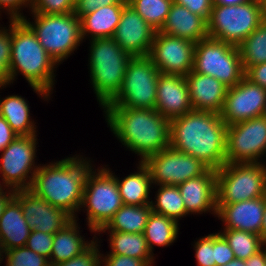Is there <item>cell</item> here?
<instances>
[{"label": "cell", "mask_w": 266, "mask_h": 266, "mask_svg": "<svg viewBox=\"0 0 266 266\" xmlns=\"http://www.w3.org/2000/svg\"><path fill=\"white\" fill-rule=\"evenodd\" d=\"M227 125L220 113L192 110L170 120V146L218 170L227 163Z\"/></svg>", "instance_id": "1"}, {"label": "cell", "mask_w": 266, "mask_h": 266, "mask_svg": "<svg viewBox=\"0 0 266 266\" xmlns=\"http://www.w3.org/2000/svg\"><path fill=\"white\" fill-rule=\"evenodd\" d=\"M114 135L143 162L170 146V120L155 109L104 107Z\"/></svg>", "instance_id": "2"}, {"label": "cell", "mask_w": 266, "mask_h": 266, "mask_svg": "<svg viewBox=\"0 0 266 266\" xmlns=\"http://www.w3.org/2000/svg\"><path fill=\"white\" fill-rule=\"evenodd\" d=\"M89 163L86 158L73 156L39 166L29 190L76 218L75 212L81 210L86 177L92 169Z\"/></svg>", "instance_id": "3"}, {"label": "cell", "mask_w": 266, "mask_h": 266, "mask_svg": "<svg viewBox=\"0 0 266 266\" xmlns=\"http://www.w3.org/2000/svg\"><path fill=\"white\" fill-rule=\"evenodd\" d=\"M11 83L17 73L26 78L34 91L44 98L50 96L54 85L56 62L37 40L35 33L22 19H11Z\"/></svg>", "instance_id": "4"}, {"label": "cell", "mask_w": 266, "mask_h": 266, "mask_svg": "<svg viewBox=\"0 0 266 266\" xmlns=\"http://www.w3.org/2000/svg\"><path fill=\"white\" fill-rule=\"evenodd\" d=\"M90 42L91 85L100 106L104 108L120 91L132 56L112 37L92 39Z\"/></svg>", "instance_id": "5"}, {"label": "cell", "mask_w": 266, "mask_h": 266, "mask_svg": "<svg viewBox=\"0 0 266 266\" xmlns=\"http://www.w3.org/2000/svg\"><path fill=\"white\" fill-rule=\"evenodd\" d=\"M265 19L258 0L239 5H213L207 20L208 37L238 47Z\"/></svg>", "instance_id": "6"}, {"label": "cell", "mask_w": 266, "mask_h": 266, "mask_svg": "<svg viewBox=\"0 0 266 266\" xmlns=\"http://www.w3.org/2000/svg\"><path fill=\"white\" fill-rule=\"evenodd\" d=\"M34 22H29L25 16L22 20L35 33L37 40L53 58L61 63L83 41L81 38L80 18L74 13L68 14H38L33 13Z\"/></svg>", "instance_id": "7"}, {"label": "cell", "mask_w": 266, "mask_h": 266, "mask_svg": "<svg viewBox=\"0 0 266 266\" xmlns=\"http://www.w3.org/2000/svg\"><path fill=\"white\" fill-rule=\"evenodd\" d=\"M226 163L216 170L217 204H233L266 195V165Z\"/></svg>", "instance_id": "8"}, {"label": "cell", "mask_w": 266, "mask_h": 266, "mask_svg": "<svg viewBox=\"0 0 266 266\" xmlns=\"http://www.w3.org/2000/svg\"><path fill=\"white\" fill-rule=\"evenodd\" d=\"M159 73L149 55L132 56L120 91L105 107L155 109Z\"/></svg>", "instance_id": "9"}, {"label": "cell", "mask_w": 266, "mask_h": 266, "mask_svg": "<svg viewBox=\"0 0 266 266\" xmlns=\"http://www.w3.org/2000/svg\"><path fill=\"white\" fill-rule=\"evenodd\" d=\"M193 71L212 76L227 88L245 77L239 48L209 37L196 43Z\"/></svg>", "instance_id": "10"}, {"label": "cell", "mask_w": 266, "mask_h": 266, "mask_svg": "<svg viewBox=\"0 0 266 266\" xmlns=\"http://www.w3.org/2000/svg\"><path fill=\"white\" fill-rule=\"evenodd\" d=\"M91 169L86 177L80 208H87V224L91 232H98L123 205L116 176L109 168Z\"/></svg>", "instance_id": "11"}, {"label": "cell", "mask_w": 266, "mask_h": 266, "mask_svg": "<svg viewBox=\"0 0 266 266\" xmlns=\"http://www.w3.org/2000/svg\"><path fill=\"white\" fill-rule=\"evenodd\" d=\"M36 141L37 135L17 136L2 151L0 174L4 187L14 191L30 189L34 174L39 168L34 166Z\"/></svg>", "instance_id": "12"}, {"label": "cell", "mask_w": 266, "mask_h": 266, "mask_svg": "<svg viewBox=\"0 0 266 266\" xmlns=\"http://www.w3.org/2000/svg\"><path fill=\"white\" fill-rule=\"evenodd\" d=\"M143 163L149 169L153 185L177 186L191 178L203 175L209 169L199 159L171 146L148 156Z\"/></svg>", "instance_id": "13"}, {"label": "cell", "mask_w": 266, "mask_h": 266, "mask_svg": "<svg viewBox=\"0 0 266 266\" xmlns=\"http://www.w3.org/2000/svg\"><path fill=\"white\" fill-rule=\"evenodd\" d=\"M265 146V117L259 116L227 126V163H258Z\"/></svg>", "instance_id": "14"}, {"label": "cell", "mask_w": 266, "mask_h": 266, "mask_svg": "<svg viewBox=\"0 0 266 266\" xmlns=\"http://www.w3.org/2000/svg\"><path fill=\"white\" fill-rule=\"evenodd\" d=\"M196 43L156 31L149 53L160 73L186 76L193 70Z\"/></svg>", "instance_id": "15"}, {"label": "cell", "mask_w": 266, "mask_h": 266, "mask_svg": "<svg viewBox=\"0 0 266 266\" xmlns=\"http://www.w3.org/2000/svg\"><path fill=\"white\" fill-rule=\"evenodd\" d=\"M266 102V88L244 77L237 85L228 88L220 116L225 124L262 116Z\"/></svg>", "instance_id": "16"}, {"label": "cell", "mask_w": 266, "mask_h": 266, "mask_svg": "<svg viewBox=\"0 0 266 266\" xmlns=\"http://www.w3.org/2000/svg\"><path fill=\"white\" fill-rule=\"evenodd\" d=\"M22 207L23 216L31 230L55 234L74 218L63 209L54 207L31 190H16L14 197Z\"/></svg>", "instance_id": "17"}, {"label": "cell", "mask_w": 266, "mask_h": 266, "mask_svg": "<svg viewBox=\"0 0 266 266\" xmlns=\"http://www.w3.org/2000/svg\"><path fill=\"white\" fill-rule=\"evenodd\" d=\"M156 30L128 3L124 5L113 39L131 56L149 55Z\"/></svg>", "instance_id": "18"}, {"label": "cell", "mask_w": 266, "mask_h": 266, "mask_svg": "<svg viewBox=\"0 0 266 266\" xmlns=\"http://www.w3.org/2000/svg\"><path fill=\"white\" fill-rule=\"evenodd\" d=\"M155 110L169 120L193 110L185 76L159 73Z\"/></svg>", "instance_id": "19"}, {"label": "cell", "mask_w": 266, "mask_h": 266, "mask_svg": "<svg viewBox=\"0 0 266 266\" xmlns=\"http://www.w3.org/2000/svg\"><path fill=\"white\" fill-rule=\"evenodd\" d=\"M265 196L233 204H217L216 216L224 222V229H234L261 236Z\"/></svg>", "instance_id": "20"}, {"label": "cell", "mask_w": 266, "mask_h": 266, "mask_svg": "<svg viewBox=\"0 0 266 266\" xmlns=\"http://www.w3.org/2000/svg\"><path fill=\"white\" fill-rule=\"evenodd\" d=\"M177 186L187 214L210 210L213 214H217L216 170L209 168L203 175Z\"/></svg>", "instance_id": "21"}, {"label": "cell", "mask_w": 266, "mask_h": 266, "mask_svg": "<svg viewBox=\"0 0 266 266\" xmlns=\"http://www.w3.org/2000/svg\"><path fill=\"white\" fill-rule=\"evenodd\" d=\"M193 110L220 113L228 88L216 78L191 70L186 76Z\"/></svg>", "instance_id": "22"}, {"label": "cell", "mask_w": 266, "mask_h": 266, "mask_svg": "<svg viewBox=\"0 0 266 266\" xmlns=\"http://www.w3.org/2000/svg\"><path fill=\"white\" fill-rule=\"evenodd\" d=\"M159 32L194 43L208 37L207 21L175 2L172 3L166 21Z\"/></svg>", "instance_id": "23"}, {"label": "cell", "mask_w": 266, "mask_h": 266, "mask_svg": "<svg viewBox=\"0 0 266 266\" xmlns=\"http://www.w3.org/2000/svg\"><path fill=\"white\" fill-rule=\"evenodd\" d=\"M31 231L21 204L13 198L0 217V243L5 251L26 246Z\"/></svg>", "instance_id": "24"}, {"label": "cell", "mask_w": 266, "mask_h": 266, "mask_svg": "<svg viewBox=\"0 0 266 266\" xmlns=\"http://www.w3.org/2000/svg\"><path fill=\"white\" fill-rule=\"evenodd\" d=\"M125 4H112L100 7L80 17L81 38L91 34V40L113 37Z\"/></svg>", "instance_id": "25"}, {"label": "cell", "mask_w": 266, "mask_h": 266, "mask_svg": "<svg viewBox=\"0 0 266 266\" xmlns=\"http://www.w3.org/2000/svg\"><path fill=\"white\" fill-rule=\"evenodd\" d=\"M74 218L62 230L54 234L50 265L59 264L84 252L91 244L80 235L78 224Z\"/></svg>", "instance_id": "26"}, {"label": "cell", "mask_w": 266, "mask_h": 266, "mask_svg": "<svg viewBox=\"0 0 266 266\" xmlns=\"http://www.w3.org/2000/svg\"><path fill=\"white\" fill-rule=\"evenodd\" d=\"M138 172L126 176L122 181L116 176L122 203L125 205L142 206L150 204L149 191L153 184L149 169L139 162Z\"/></svg>", "instance_id": "27"}, {"label": "cell", "mask_w": 266, "mask_h": 266, "mask_svg": "<svg viewBox=\"0 0 266 266\" xmlns=\"http://www.w3.org/2000/svg\"><path fill=\"white\" fill-rule=\"evenodd\" d=\"M152 212L151 205H125L116 211L108 223L98 233L108 231L143 233L148 217Z\"/></svg>", "instance_id": "28"}, {"label": "cell", "mask_w": 266, "mask_h": 266, "mask_svg": "<svg viewBox=\"0 0 266 266\" xmlns=\"http://www.w3.org/2000/svg\"><path fill=\"white\" fill-rule=\"evenodd\" d=\"M0 115L18 136L36 135V125L30 121L29 105L21 96L9 95L0 100Z\"/></svg>", "instance_id": "29"}, {"label": "cell", "mask_w": 266, "mask_h": 266, "mask_svg": "<svg viewBox=\"0 0 266 266\" xmlns=\"http://www.w3.org/2000/svg\"><path fill=\"white\" fill-rule=\"evenodd\" d=\"M110 233V254H119L146 260L151 266L154 257L150 252L143 233L113 232Z\"/></svg>", "instance_id": "30"}, {"label": "cell", "mask_w": 266, "mask_h": 266, "mask_svg": "<svg viewBox=\"0 0 266 266\" xmlns=\"http://www.w3.org/2000/svg\"><path fill=\"white\" fill-rule=\"evenodd\" d=\"M178 225V222L165 215L153 211L150 213L143 234L152 255L154 244L164 247L174 243L178 235Z\"/></svg>", "instance_id": "31"}, {"label": "cell", "mask_w": 266, "mask_h": 266, "mask_svg": "<svg viewBox=\"0 0 266 266\" xmlns=\"http://www.w3.org/2000/svg\"><path fill=\"white\" fill-rule=\"evenodd\" d=\"M158 193L156 194V201L151 200L150 205L153 212L167 216L174 219L176 222L185 215L186 208L178 186L174 185H158Z\"/></svg>", "instance_id": "32"}, {"label": "cell", "mask_w": 266, "mask_h": 266, "mask_svg": "<svg viewBox=\"0 0 266 266\" xmlns=\"http://www.w3.org/2000/svg\"><path fill=\"white\" fill-rule=\"evenodd\" d=\"M244 70L266 63V19L238 46Z\"/></svg>", "instance_id": "33"}, {"label": "cell", "mask_w": 266, "mask_h": 266, "mask_svg": "<svg viewBox=\"0 0 266 266\" xmlns=\"http://www.w3.org/2000/svg\"><path fill=\"white\" fill-rule=\"evenodd\" d=\"M228 242L235 259L246 260L264 247V240L258 234L234 229L219 232Z\"/></svg>", "instance_id": "34"}, {"label": "cell", "mask_w": 266, "mask_h": 266, "mask_svg": "<svg viewBox=\"0 0 266 266\" xmlns=\"http://www.w3.org/2000/svg\"><path fill=\"white\" fill-rule=\"evenodd\" d=\"M127 3L156 31L163 27L173 0H127Z\"/></svg>", "instance_id": "35"}, {"label": "cell", "mask_w": 266, "mask_h": 266, "mask_svg": "<svg viewBox=\"0 0 266 266\" xmlns=\"http://www.w3.org/2000/svg\"><path fill=\"white\" fill-rule=\"evenodd\" d=\"M6 266H51L49 259L30 250L27 246L7 250Z\"/></svg>", "instance_id": "36"}, {"label": "cell", "mask_w": 266, "mask_h": 266, "mask_svg": "<svg viewBox=\"0 0 266 266\" xmlns=\"http://www.w3.org/2000/svg\"><path fill=\"white\" fill-rule=\"evenodd\" d=\"M0 88L11 84L9 66L11 58V19L9 30L0 27Z\"/></svg>", "instance_id": "37"}, {"label": "cell", "mask_w": 266, "mask_h": 266, "mask_svg": "<svg viewBox=\"0 0 266 266\" xmlns=\"http://www.w3.org/2000/svg\"><path fill=\"white\" fill-rule=\"evenodd\" d=\"M75 0H32V13L38 14H68L73 13Z\"/></svg>", "instance_id": "38"}, {"label": "cell", "mask_w": 266, "mask_h": 266, "mask_svg": "<svg viewBox=\"0 0 266 266\" xmlns=\"http://www.w3.org/2000/svg\"><path fill=\"white\" fill-rule=\"evenodd\" d=\"M80 255L75 256L74 258L67 260L59 264H53L51 266H101L103 263L101 261V253L97 246V240L94 242ZM101 263V264H100Z\"/></svg>", "instance_id": "39"}, {"label": "cell", "mask_w": 266, "mask_h": 266, "mask_svg": "<svg viewBox=\"0 0 266 266\" xmlns=\"http://www.w3.org/2000/svg\"><path fill=\"white\" fill-rule=\"evenodd\" d=\"M54 234L32 230L26 246L39 255L50 259Z\"/></svg>", "instance_id": "40"}, {"label": "cell", "mask_w": 266, "mask_h": 266, "mask_svg": "<svg viewBox=\"0 0 266 266\" xmlns=\"http://www.w3.org/2000/svg\"><path fill=\"white\" fill-rule=\"evenodd\" d=\"M195 257L198 266H215L213 250V233L200 238L195 243Z\"/></svg>", "instance_id": "41"}, {"label": "cell", "mask_w": 266, "mask_h": 266, "mask_svg": "<svg viewBox=\"0 0 266 266\" xmlns=\"http://www.w3.org/2000/svg\"><path fill=\"white\" fill-rule=\"evenodd\" d=\"M213 250L215 255V266H226L235 259L228 242L220 233L213 234Z\"/></svg>", "instance_id": "42"}, {"label": "cell", "mask_w": 266, "mask_h": 266, "mask_svg": "<svg viewBox=\"0 0 266 266\" xmlns=\"http://www.w3.org/2000/svg\"><path fill=\"white\" fill-rule=\"evenodd\" d=\"M127 0H75L74 14L79 18L99 9L101 6L112 4H126Z\"/></svg>", "instance_id": "43"}, {"label": "cell", "mask_w": 266, "mask_h": 266, "mask_svg": "<svg viewBox=\"0 0 266 266\" xmlns=\"http://www.w3.org/2000/svg\"><path fill=\"white\" fill-rule=\"evenodd\" d=\"M173 2L186 7L192 13L203 17L206 21L209 19L213 7V0H173Z\"/></svg>", "instance_id": "44"}, {"label": "cell", "mask_w": 266, "mask_h": 266, "mask_svg": "<svg viewBox=\"0 0 266 266\" xmlns=\"http://www.w3.org/2000/svg\"><path fill=\"white\" fill-rule=\"evenodd\" d=\"M103 266H151L146 260L119 254H109L102 257Z\"/></svg>", "instance_id": "45"}, {"label": "cell", "mask_w": 266, "mask_h": 266, "mask_svg": "<svg viewBox=\"0 0 266 266\" xmlns=\"http://www.w3.org/2000/svg\"><path fill=\"white\" fill-rule=\"evenodd\" d=\"M32 7V0H0V9H6L10 19H22L23 15L19 10L22 7Z\"/></svg>", "instance_id": "46"}, {"label": "cell", "mask_w": 266, "mask_h": 266, "mask_svg": "<svg viewBox=\"0 0 266 266\" xmlns=\"http://www.w3.org/2000/svg\"><path fill=\"white\" fill-rule=\"evenodd\" d=\"M245 77L252 83L266 88V63L249 66L245 70Z\"/></svg>", "instance_id": "47"}, {"label": "cell", "mask_w": 266, "mask_h": 266, "mask_svg": "<svg viewBox=\"0 0 266 266\" xmlns=\"http://www.w3.org/2000/svg\"><path fill=\"white\" fill-rule=\"evenodd\" d=\"M18 135L0 115V151L2 152Z\"/></svg>", "instance_id": "48"}, {"label": "cell", "mask_w": 266, "mask_h": 266, "mask_svg": "<svg viewBox=\"0 0 266 266\" xmlns=\"http://www.w3.org/2000/svg\"><path fill=\"white\" fill-rule=\"evenodd\" d=\"M246 266H266V248H262L257 253L245 260Z\"/></svg>", "instance_id": "49"}, {"label": "cell", "mask_w": 266, "mask_h": 266, "mask_svg": "<svg viewBox=\"0 0 266 266\" xmlns=\"http://www.w3.org/2000/svg\"><path fill=\"white\" fill-rule=\"evenodd\" d=\"M7 192L5 191L2 195H0V217L3 214L7 204L15 197L14 190L8 189Z\"/></svg>", "instance_id": "50"}, {"label": "cell", "mask_w": 266, "mask_h": 266, "mask_svg": "<svg viewBox=\"0 0 266 266\" xmlns=\"http://www.w3.org/2000/svg\"><path fill=\"white\" fill-rule=\"evenodd\" d=\"M250 1L252 0H213V5H223V6L239 5Z\"/></svg>", "instance_id": "51"}, {"label": "cell", "mask_w": 266, "mask_h": 266, "mask_svg": "<svg viewBox=\"0 0 266 266\" xmlns=\"http://www.w3.org/2000/svg\"><path fill=\"white\" fill-rule=\"evenodd\" d=\"M261 237L264 241H266V195H265V208H264V216H263V223L261 229Z\"/></svg>", "instance_id": "52"}, {"label": "cell", "mask_w": 266, "mask_h": 266, "mask_svg": "<svg viewBox=\"0 0 266 266\" xmlns=\"http://www.w3.org/2000/svg\"><path fill=\"white\" fill-rule=\"evenodd\" d=\"M226 266H246V264H245V260L234 259L230 263H228Z\"/></svg>", "instance_id": "53"}, {"label": "cell", "mask_w": 266, "mask_h": 266, "mask_svg": "<svg viewBox=\"0 0 266 266\" xmlns=\"http://www.w3.org/2000/svg\"><path fill=\"white\" fill-rule=\"evenodd\" d=\"M262 7L263 13L266 15V0H258Z\"/></svg>", "instance_id": "54"}, {"label": "cell", "mask_w": 266, "mask_h": 266, "mask_svg": "<svg viewBox=\"0 0 266 266\" xmlns=\"http://www.w3.org/2000/svg\"><path fill=\"white\" fill-rule=\"evenodd\" d=\"M3 253H5V249H4V247L2 246V244L0 243V261H2L3 260V256H4V254ZM2 257V258H1ZM1 263V262H0Z\"/></svg>", "instance_id": "55"}, {"label": "cell", "mask_w": 266, "mask_h": 266, "mask_svg": "<svg viewBox=\"0 0 266 266\" xmlns=\"http://www.w3.org/2000/svg\"><path fill=\"white\" fill-rule=\"evenodd\" d=\"M2 183H0V195H2L3 193H4V190L6 189H8V188H3L2 186H3V184L1 185ZM4 189V190H3Z\"/></svg>", "instance_id": "56"}, {"label": "cell", "mask_w": 266, "mask_h": 266, "mask_svg": "<svg viewBox=\"0 0 266 266\" xmlns=\"http://www.w3.org/2000/svg\"><path fill=\"white\" fill-rule=\"evenodd\" d=\"M262 116L266 118V102H265V106H264V110H263Z\"/></svg>", "instance_id": "57"}, {"label": "cell", "mask_w": 266, "mask_h": 266, "mask_svg": "<svg viewBox=\"0 0 266 266\" xmlns=\"http://www.w3.org/2000/svg\"><path fill=\"white\" fill-rule=\"evenodd\" d=\"M264 153H266V146H265V148L263 150V155H264ZM265 156H266V154H265Z\"/></svg>", "instance_id": "58"}]
</instances>
